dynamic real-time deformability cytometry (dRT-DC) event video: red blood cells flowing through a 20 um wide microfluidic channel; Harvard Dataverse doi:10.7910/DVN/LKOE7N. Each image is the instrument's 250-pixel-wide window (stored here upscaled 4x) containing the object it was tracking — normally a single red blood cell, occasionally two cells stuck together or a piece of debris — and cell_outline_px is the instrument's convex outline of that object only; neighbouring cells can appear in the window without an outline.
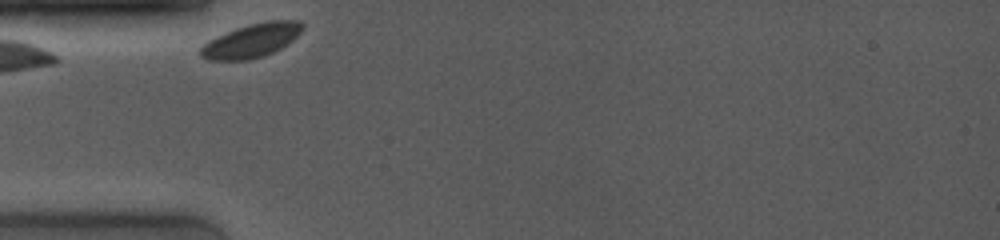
{"species": "common noctule bat (a hibernating species)", "species_latin": "Nyctalus noctula", "temperature_condition": "room temperature", "stored_images_in_passage": 2, "camera_frame_rate_fps": 4000, "um_per_image_px": 0.085, "animal": {"sex": "female", "body_mass_g": 19.0, "forearm_length_mm": 53.3}, "frame": {"image": 1, "passage_image": 1, "time_ms": 0.0, "image_size_px": [1000, 240], "cell_outline_px": [[304, 28], [292, 40], [280, 48], [264, 56], [248, 60], [208, 60], [200, 56], [200, 48], [208, 40], [216, 36], [236, 28], [248, 24], [268, 20], [300, 20], [304, 24]], "centroid_in_image_um": [21.38, 3.44], "position_along_channel_um": 63.6, "area_um2": 20.11}}